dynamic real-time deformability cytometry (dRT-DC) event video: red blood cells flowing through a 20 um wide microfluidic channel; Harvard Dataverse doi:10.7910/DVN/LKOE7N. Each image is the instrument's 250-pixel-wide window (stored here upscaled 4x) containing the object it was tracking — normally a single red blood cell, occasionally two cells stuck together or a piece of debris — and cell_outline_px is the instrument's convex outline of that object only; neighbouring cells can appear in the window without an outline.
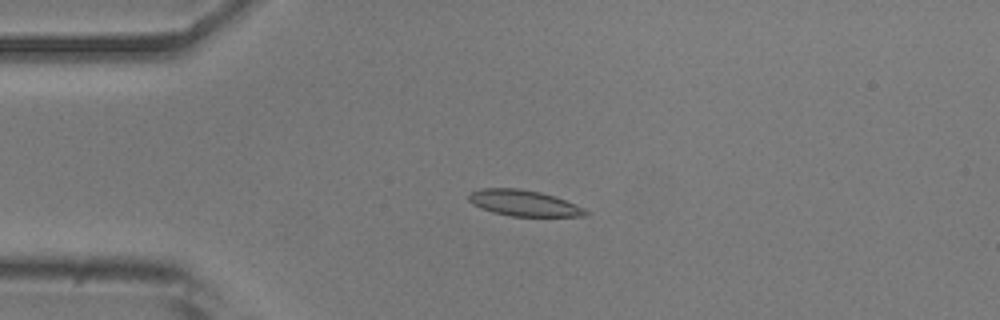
{"species": "common noctule bat (a hibernating species)", "species_latin": "Nyctalus noctula", "temperature_condition": "room temperature", "stored_images_in_passage": 51, "camera_frame_rate_fps": 3000, "um_per_image_px": 0.085, "animal": {"sex": "male", "body_mass_g": 20.5, "forearm_length_mm": 52.5}, "frame": {"image": 1, "passage_image": 11, "time_ms": 3.333, "image_size_px": [1000, 320], "cell_outline_px": [[588, 216], [512, 216], [492, 212], [480, 208], [472, 204], [468, 200], [468, 196], [472, 192], [480, 188], [520, 188], [540, 192], [564, 200], [584, 208], [588, 212]], "centroid_in_image_um": [44.48, 17.26], "position_along_channel_um": 40.5, "area_um2": 17.57}}
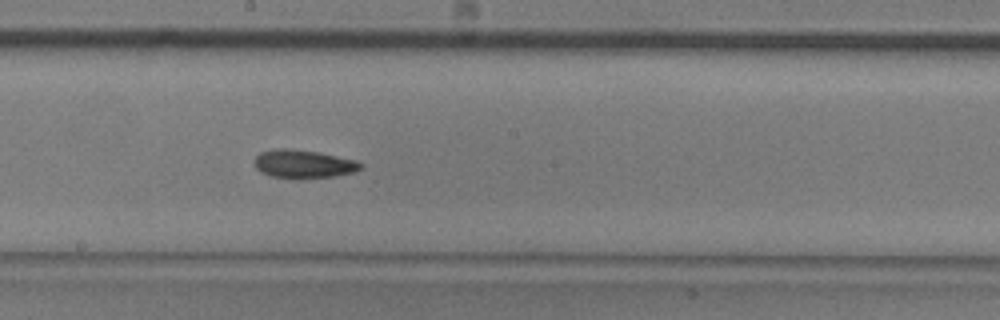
{"frame": {"image": 2, "passage_image": 27, "time_ms": 8.667, "image_size_px": [1000, 320], "cell_outline_px": [[364, 168], [356, 172], [336, 176], [300, 180], [292, 180], [272, 176], [260, 172], [256, 168], [256, 156], [260, 152], [276, 148], [284, 148], [316, 152], [356, 160], [364, 164]], "centroid_in_image_um": [25.84, 13.98], "position_along_channel_um": 222.4, "area_um2": 17.92}}
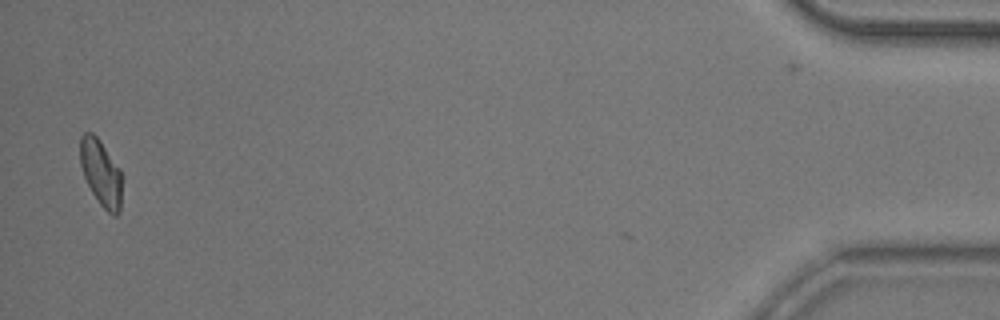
{"frame": {"image": 3, "passage_image": 50, "time_ms": 16.333, "image_size_px": [1000, 320], "cell_outline_px": [[120, 212], [116, 216], [112, 216], [100, 204], [92, 192], [84, 176], [80, 164], [80, 136], [84, 132], [92, 132], [100, 140], [120, 168]], "centroid_in_image_um": [8.56, 14.67], "position_along_channel_um": 426.6, "area_um2": 16.01}, "authors_computed_cell_mechanics": {"area_um2": 17.051, "velocity_mm_per_s": 3.8419, "shape_relaxation_time_tau1_ms": 6.2958, "shape_relaxation_time_tau2_ms": 4.6711, "deformation_change_tau1": 0.1354, "deformation_change_tau2": 0.0967}}